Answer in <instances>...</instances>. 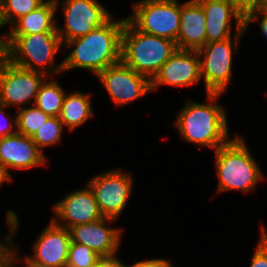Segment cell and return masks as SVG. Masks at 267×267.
Listing matches in <instances>:
<instances>
[{
	"instance_id": "cell-1",
	"label": "cell",
	"mask_w": 267,
	"mask_h": 267,
	"mask_svg": "<svg viewBox=\"0 0 267 267\" xmlns=\"http://www.w3.org/2000/svg\"><path fill=\"white\" fill-rule=\"evenodd\" d=\"M124 25L125 18L115 21L112 16L88 34L66 41L65 49L74 48L63 60V72L82 68L97 75L105 68L121 62Z\"/></svg>"
},
{
	"instance_id": "cell-2",
	"label": "cell",
	"mask_w": 267,
	"mask_h": 267,
	"mask_svg": "<svg viewBox=\"0 0 267 267\" xmlns=\"http://www.w3.org/2000/svg\"><path fill=\"white\" fill-rule=\"evenodd\" d=\"M221 93H207V103L188 100L179 111L175 126L183 140L218 149L229 140L226 111L217 103Z\"/></svg>"
},
{
	"instance_id": "cell-3",
	"label": "cell",
	"mask_w": 267,
	"mask_h": 267,
	"mask_svg": "<svg viewBox=\"0 0 267 267\" xmlns=\"http://www.w3.org/2000/svg\"><path fill=\"white\" fill-rule=\"evenodd\" d=\"M6 43L7 60L11 63L41 72L47 78L63 72V61L54 64L56 54L63 48L57 32L7 34Z\"/></svg>"
},
{
	"instance_id": "cell-4",
	"label": "cell",
	"mask_w": 267,
	"mask_h": 267,
	"mask_svg": "<svg viewBox=\"0 0 267 267\" xmlns=\"http://www.w3.org/2000/svg\"><path fill=\"white\" fill-rule=\"evenodd\" d=\"M176 42L137 30L125 17L121 61L150 80L177 50Z\"/></svg>"
},
{
	"instance_id": "cell-5",
	"label": "cell",
	"mask_w": 267,
	"mask_h": 267,
	"mask_svg": "<svg viewBox=\"0 0 267 267\" xmlns=\"http://www.w3.org/2000/svg\"><path fill=\"white\" fill-rule=\"evenodd\" d=\"M242 137L236 136L215 151L219 192H251L263 179L260 167Z\"/></svg>"
},
{
	"instance_id": "cell-6",
	"label": "cell",
	"mask_w": 267,
	"mask_h": 267,
	"mask_svg": "<svg viewBox=\"0 0 267 267\" xmlns=\"http://www.w3.org/2000/svg\"><path fill=\"white\" fill-rule=\"evenodd\" d=\"M132 5L134 13L126 18L137 30L176 42L181 14L177 0H141Z\"/></svg>"
},
{
	"instance_id": "cell-7",
	"label": "cell",
	"mask_w": 267,
	"mask_h": 267,
	"mask_svg": "<svg viewBox=\"0 0 267 267\" xmlns=\"http://www.w3.org/2000/svg\"><path fill=\"white\" fill-rule=\"evenodd\" d=\"M244 33L235 32L234 43L231 37L223 41L206 43L197 51L206 94H222L227 89L232 76L233 52L237 49L233 44L238 46L240 37Z\"/></svg>"
},
{
	"instance_id": "cell-8",
	"label": "cell",
	"mask_w": 267,
	"mask_h": 267,
	"mask_svg": "<svg viewBox=\"0 0 267 267\" xmlns=\"http://www.w3.org/2000/svg\"><path fill=\"white\" fill-rule=\"evenodd\" d=\"M131 176L115 169L100 173L87 183L103 217L116 220L126 208L133 189Z\"/></svg>"
},
{
	"instance_id": "cell-9",
	"label": "cell",
	"mask_w": 267,
	"mask_h": 267,
	"mask_svg": "<svg viewBox=\"0 0 267 267\" xmlns=\"http://www.w3.org/2000/svg\"><path fill=\"white\" fill-rule=\"evenodd\" d=\"M45 78L41 72L21 68L6 60L0 67V104L9 108L34 105Z\"/></svg>"
},
{
	"instance_id": "cell-10",
	"label": "cell",
	"mask_w": 267,
	"mask_h": 267,
	"mask_svg": "<svg viewBox=\"0 0 267 267\" xmlns=\"http://www.w3.org/2000/svg\"><path fill=\"white\" fill-rule=\"evenodd\" d=\"M61 8L65 20L62 28L57 25V33L62 44L84 36L94 28L102 26L112 14L98 0H63Z\"/></svg>"
},
{
	"instance_id": "cell-11",
	"label": "cell",
	"mask_w": 267,
	"mask_h": 267,
	"mask_svg": "<svg viewBox=\"0 0 267 267\" xmlns=\"http://www.w3.org/2000/svg\"><path fill=\"white\" fill-rule=\"evenodd\" d=\"M116 106H123L151 92V80L122 61L96 75Z\"/></svg>"
},
{
	"instance_id": "cell-12",
	"label": "cell",
	"mask_w": 267,
	"mask_h": 267,
	"mask_svg": "<svg viewBox=\"0 0 267 267\" xmlns=\"http://www.w3.org/2000/svg\"><path fill=\"white\" fill-rule=\"evenodd\" d=\"M205 13L206 43L223 41L232 36V20L236 32H245V13L230 0H197Z\"/></svg>"
},
{
	"instance_id": "cell-13",
	"label": "cell",
	"mask_w": 267,
	"mask_h": 267,
	"mask_svg": "<svg viewBox=\"0 0 267 267\" xmlns=\"http://www.w3.org/2000/svg\"><path fill=\"white\" fill-rule=\"evenodd\" d=\"M201 79L198 52L177 49L151 80V90L158 89L162 85L175 87L196 85Z\"/></svg>"
},
{
	"instance_id": "cell-14",
	"label": "cell",
	"mask_w": 267,
	"mask_h": 267,
	"mask_svg": "<svg viewBox=\"0 0 267 267\" xmlns=\"http://www.w3.org/2000/svg\"><path fill=\"white\" fill-rule=\"evenodd\" d=\"M53 208L58 219L54 216L51 219L57 225L67 229L103 218L88 185L87 188L77 189L67 194L61 201L56 202Z\"/></svg>"
},
{
	"instance_id": "cell-15",
	"label": "cell",
	"mask_w": 267,
	"mask_h": 267,
	"mask_svg": "<svg viewBox=\"0 0 267 267\" xmlns=\"http://www.w3.org/2000/svg\"><path fill=\"white\" fill-rule=\"evenodd\" d=\"M112 218H101L92 223L79 224L69 228L71 242L85 245L99 256L117 254L120 246L121 228L107 226V222H115Z\"/></svg>"
},
{
	"instance_id": "cell-16",
	"label": "cell",
	"mask_w": 267,
	"mask_h": 267,
	"mask_svg": "<svg viewBox=\"0 0 267 267\" xmlns=\"http://www.w3.org/2000/svg\"><path fill=\"white\" fill-rule=\"evenodd\" d=\"M33 244L32 261L52 266H66L71 244L69 230L52 219Z\"/></svg>"
},
{
	"instance_id": "cell-17",
	"label": "cell",
	"mask_w": 267,
	"mask_h": 267,
	"mask_svg": "<svg viewBox=\"0 0 267 267\" xmlns=\"http://www.w3.org/2000/svg\"><path fill=\"white\" fill-rule=\"evenodd\" d=\"M46 157L31 137L16 132L0 138V164L11 169H30L46 164Z\"/></svg>"
},
{
	"instance_id": "cell-18",
	"label": "cell",
	"mask_w": 267,
	"mask_h": 267,
	"mask_svg": "<svg viewBox=\"0 0 267 267\" xmlns=\"http://www.w3.org/2000/svg\"><path fill=\"white\" fill-rule=\"evenodd\" d=\"M206 44V20L201 4L189 0L181 4L178 49L198 51Z\"/></svg>"
},
{
	"instance_id": "cell-19",
	"label": "cell",
	"mask_w": 267,
	"mask_h": 267,
	"mask_svg": "<svg viewBox=\"0 0 267 267\" xmlns=\"http://www.w3.org/2000/svg\"><path fill=\"white\" fill-rule=\"evenodd\" d=\"M59 2V0H46L37 9L16 20L7 34L57 32L55 13Z\"/></svg>"
},
{
	"instance_id": "cell-20",
	"label": "cell",
	"mask_w": 267,
	"mask_h": 267,
	"mask_svg": "<svg viewBox=\"0 0 267 267\" xmlns=\"http://www.w3.org/2000/svg\"><path fill=\"white\" fill-rule=\"evenodd\" d=\"M91 96L82 92H72L66 94L59 114L61 122L68 130L80 127L91 117L93 109L91 107Z\"/></svg>"
},
{
	"instance_id": "cell-21",
	"label": "cell",
	"mask_w": 267,
	"mask_h": 267,
	"mask_svg": "<svg viewBox=\"0 0 267 267\" xmlns=\"http://www.w3.org/2000/svg\"><path fill=\"white\" fill-rule=\"evenodd\" d=\"M65 90L56 80H44L40 85L34 105L50 117H58L63 105Z\"/></svg>"
},
{
	"instance_id": "cell-22",
	"label": "cell",
	"mask_w": 267,
	"mask_h": 267,
	"mask_svg": "<svg viewBox=\"0 0 267 267\" xmlns=\"http://www.w3.org/2000/svg\"><path fill=\"white\" fill-rule=\"evenodd\" d=\"M50 118L35 105L32 107H21L16 114L17 132L32 137L37 130Z\"/></svg>"
},
{
	"instance_id": "cell-23",
	"label": "cell",
	"mask_w": 267,
	"mask_h": 267,
	"mask_svg": "<svg viewBox=\"0 0 267 267\" xmlns=\"http://www.w3.org/2000/svg\"><path fill=\"white\" fill-rule=\"evenodd\" d=\"M46 0H0L1 16L5 25H12L16 20L41 6Z\"/></svg>"
},
{
	"instance_id": "cell-24",
	"label": "cell",
	"mask_w": 267,
	"mask_h": 267,
	"mask_svg": "<svg viewBox=\"0 0 267 267\" xmlns=\"http://www.w3.org/2000/svg\"><path fill=\"white\" fill-rule=\"evenodd\" d=\"M64 127L59 117H50L31 137L32 141L42 152V149L61 142Z\"/></svg>"
},
{
	"instance_id": "cell-25",
	"label": "cell",
	"mask_w": 267,
	"mask_h": 267,
	"mask_svg": "<svg viewBox=\"0 0 267 267\" xmlns=\"http://www.w3.org/2000/svg\"><path fill=\"white\" fill-rule=\"evenodd\" d=\"M100 257L89 247L71 242L66 267H94Z\"/></svg>"
},
{
	"instance_id": "cell-26",
	"label": "cell",
	"mask_w": 267,
	"mask_h": 267,
	"mask_svg": "<svg viewBox=\"0 0 267 267\" xmlns=\"http://www.w3.org/2000/svg\"><path fill=\"white\" fill-rule=\"evenodd\" d=\"M18 219L19 218L17 214L13 210L9 209L6 211V222L10 228V231L7 237L4 238V243L3 241L2 243L0 242V267H9V255L7 246L10 238L16 235L15 233H17L18 226L20 225L18 223Z\"/></svg>"
},
{
	"instance_id": "cell-27",
	"label": "cell",
	"mask_w": 267,
	"mask_h": 267,
	"mask_svg": "<svg viewBox=\"0 0 267 267\" xmlns=\"http://www.w3.org/2000/svg\"><path fill=\"white\" fill-rule=\"evenodd\" d=\"M260 232L250 267H267V232L264 226H261Z\"/></svg>"
},
{
	"instance_id": "cell-28",
	"label": "cell",
	"mask_w": 267,
	"mask_h": 267,
	"mask_svg": "<svg viewBox=\"0 0 267 267\" xmlns=\"http://www.w3.org/2000/svg\"><path fill=\"white\" fill-rule=\"evenodd\" d=\"M5 108L6 106L0 104V138L13 135L17 132L16 115L14 117V121H11L10 117L7 118L4 113Z\"/></svg>"
},
{
	"instance_id": "cell-29",
	"label": "cell",
	"mask_w": 267,
	"mask_h": 267,
	"mask_svg": "<svg viewBox=\"0 0 267 267\" xmlns=\"http://www.w3.org/2000/svg\"><path fill=\"white\" fill-rule=\"evenodd\" d=\"M259 14H262L260 23H259L260 29L264 37L267 38V14L265 13H245V29L247 30L249 27V24L258 19Z\"/></svg>"
},
{
	"instance_id": "cell-30",
	"label": "cell",
	"mask_w": 267,
	"mask_h": 267,
	"mask_svg": "<svg viewBox=\"0 0 267 267\" xmlns=\"http://www.w3.org/2000/svg\"><path fill=\"white\" fill-rule=\"evenodd\" d=\"M126 267H173L170 261L162 258H155L150 260L137 261L131 266Z\"/></svg>"
},
{
	"instance_id": "cell-31",
	"label": "cell",
	"mask_w": 267,
	"mask_h": 267,
	"mask_svg": "<svg viewBox=\"0 0 267 267\" xmlns=\"http://www.w3.org/2000/svg\"><path fill=\"white\" fill-rule=\"evenodd\" d=\"M94 267H126V264L122 263L120 259L117 258L116 254L112 256H101Z\"/></svg>"
},
{
	"instance_id": "cell-32",
	"label": "cell",
	"mask_w": 267,
	"mask_h": 267,
	"mask_svg": "<svg viewBox=\"0 0 267 267\" xmlns=\"http://www.w3.org/2000/svg\"><path fill=\"white\" fill-rule=\"evenodd\" d=\"M13 238H10L7 250H8V255H9V267H13L14 263L16 264L18 261L22 262L21 258L19 259L18 252L16 250L17 246L14 247V243L12 242Z\"/></svg>"
},
{
	"instance_id": "cell-33",
	"label": "cell",
	"mask_w": 267,
	"mask_h": 267,
	"mask_svg": "<svg viewBox=\"0 0 267 267\" xmlns=\"http://www.w3.org/2000/svg\"><path fill=\"white\" fill-rule=\"evenodd\" d=\"M234 2L244 13L253 9L259 0H230Z\"/></svg>"
},
{
	"instance_id": "cell-34",
	"label": "cell",
	"mask_w": 267,
	"mask_h": 267,
	"mask_svg": "<svg viewBox=\"0 0 267 267\" xmlns=\"http://www.w3.org/2000/svg\"><path fill=\"white\" fill-rule=\"evenodd\" d=\"M6 32L3 33V38L0 37V67L7 60V43H6Z\"/></svg>"
},
{
	"instance_id": "cell-35",
	"label": "cell",
	"mask_w": 267,
	"mask_h": 267,
	"mask_svg": "<svg viewBox=\"0 0 267 267\" xmlns=\"http://www.w3.org/2000/svg\"><path fill=\"white\" fill-rule=\"evenodd\" d=\"M246 13H265L267 14V0H259L257 5Z\"/></svg>"
},
{
	"instance_id": "cell-36",
	"label": "cell",
	"mask_w": 267,
	"mask_h": 267,
	"mask_svg": "<svg viewBox=\"0 0 267 267\" xmlns=\"http://www.w3.org/2000/svg\"><path fill=\"white\" fill-rule=\"evenodd\" d=\"M23 262L25 264V267H66V266H52V265H47V264H40L35 261H32L28 256L23 258Z\"/></svg>"
},
{
	"instance_id": "cell-37",
	"label": "cell",
	"mask_w": 267,
	"mask_h": 267,
	"mask_svg": "<svg viewBox=\"0 0 267 267\" xmlns=\"http://www.w3.org/2000/svg\"><path fill=\"white\" fill-rule=\"evenodd\" d=\"M12 174L8 173L7 169L0 164V186L3 182H8L12 180Z\"/></svg>"
},
{
	"instance_id": "cell-38",
	"label": "cell",
	"mask_w": 267,
	"mask_h": 267,
	"mask_svg": "<svg viewBox=\"0 0 267 267\" xmlns=\"http://www.w3.org/2000/svg\"><path fill=\"white\" fill-rule=\"evenodd\" d=\"M2 26H5V24L3 23V19H2V16H1V3H0V28Z\"/></svg>"
}]
</instances>
